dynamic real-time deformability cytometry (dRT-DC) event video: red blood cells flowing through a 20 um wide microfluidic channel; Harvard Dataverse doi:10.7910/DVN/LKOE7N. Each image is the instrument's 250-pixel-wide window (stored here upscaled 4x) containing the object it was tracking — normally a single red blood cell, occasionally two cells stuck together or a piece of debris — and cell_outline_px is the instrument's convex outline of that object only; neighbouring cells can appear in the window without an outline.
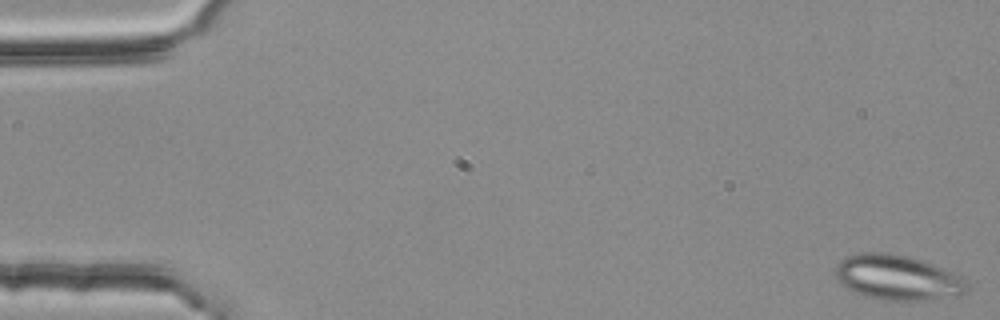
{"species": "common noctule bat (a hibernating species)", "species_latin": "Nyctalus noctula", "temperature_condition": "room temperature", "stored_images_in_passage": 4, "camera_frame_rate_fps": 3000, "um_per_image_px": 0.085, "animal": {"sex": "female", "body_mass_g": 25.1}, "frame": {"image": 1, "passage_image": 1, "time_ms": 0.0, "image_size_px": [1000, 320], "cell_outline_px": [[968, 288], [964, 292], [956, 296], [924, 300], [880, 300], [864, 296], [852, 292], [840, 284], [836, 280], [836, 264], [840, 260], [848, 256], [860, 252], [888, 252], [908, 256], [924, 260], [944, 268], [960, 276], [968, 284]], "centroid_in_image_um": [76.25, 23.58], "position_along_channel_um": 8.8, "area_um2": 34.91}}